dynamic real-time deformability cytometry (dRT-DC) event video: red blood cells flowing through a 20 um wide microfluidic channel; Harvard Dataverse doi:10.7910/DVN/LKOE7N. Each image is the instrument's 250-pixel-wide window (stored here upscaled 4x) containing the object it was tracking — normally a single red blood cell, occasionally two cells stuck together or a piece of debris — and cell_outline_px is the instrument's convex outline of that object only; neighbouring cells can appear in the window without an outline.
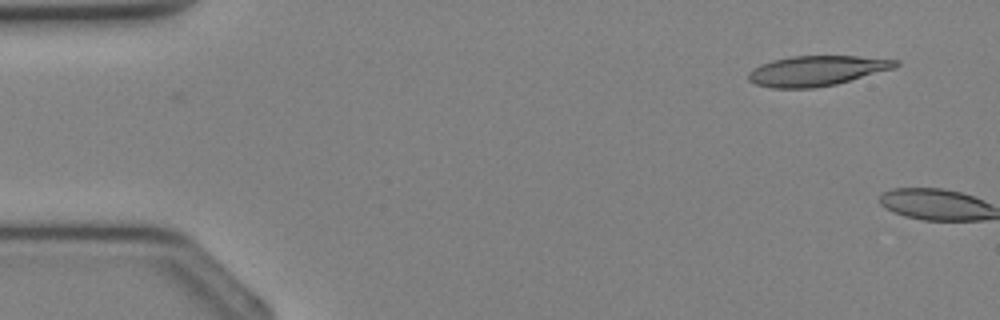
{"species": "Egyptian fruit bat (a non-hibernating species)", "species_latin": "Rousettus aegyptiacus", "temperature_condition": "cold", "stored_images_in_passage": 4, "camera_frame_rate_fps": 3000, "um_per_image_px": 0.085, "animal": {"sex": "female"}, "frame": {"image": 1, "passage_image": 4, "time_ms": 1.0, "image_size_px": [1000, 320], "cell_outline_px": [[900, 64], [896, 68], [836, 84], [816, 88], [772, 88], [756, 84], [748, 80], [748, 72], [760, 64], [772, 60], [792, 56], [856, 56], [900, 60]], "centroid_in_image_um": [69.44, 6.01], "position_along_channel_um": 15.6, "area_um2": 25.95}}